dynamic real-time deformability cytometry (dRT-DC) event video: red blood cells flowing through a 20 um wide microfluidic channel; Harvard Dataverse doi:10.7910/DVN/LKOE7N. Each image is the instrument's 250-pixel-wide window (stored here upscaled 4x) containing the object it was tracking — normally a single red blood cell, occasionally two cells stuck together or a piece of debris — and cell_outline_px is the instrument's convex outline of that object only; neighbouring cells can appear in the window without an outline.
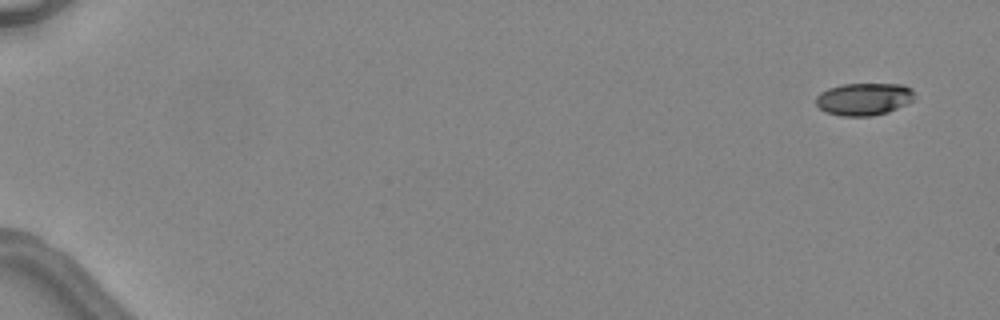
{"species": "common noctule bat (a hibernating species)", "species_latin": "Nyctalus noctula", "temperature_condition": "warm", "stored_images_in_passage": 5, "camera_frame_rate_fps": 3000, "um_per_image_px": 0.085, "animal": {"sex": "female", "body_mass_g": 24.6, "forearm_length_mm": 56.2}, "frame": {"image": 1, "passage_image": 1, "time_ms": 0.0, "image_size_px": [1000, 320], "cell_outline_px": [[916, 96], [912, 100], [888, 112], [872, 116], [840, 116], [824, 112], [816, 104], [816, 96], [820, 92], [828, 88], [844, 84], [904, 84], [912, 88]], "centroid_in_image_um": [73.42, 8.42], "position_along_channel_um": 11.6, "area_um2": 18.73}}
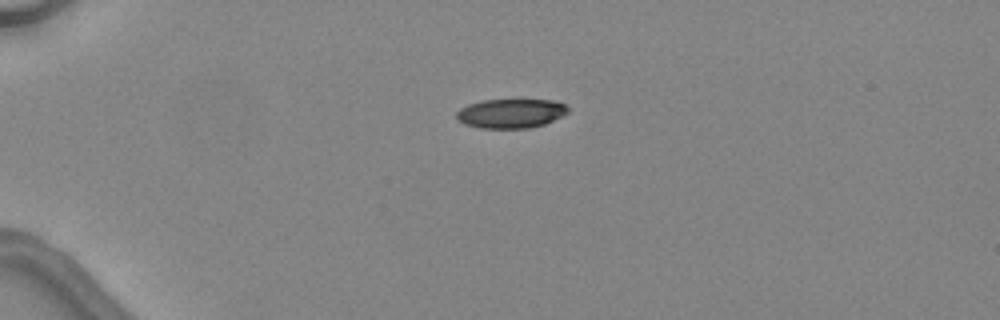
{"frame": {"image": 2, "passage_image": 4, "time_ms": 3.667, "image_size_px": [1000, 320], "cell_outline_px": [[568, 112], [544, 124], [528, 128], [480, 128], [464, 124], [456, 116], [456, 112], [460, 108], [468, 104], [484, 100], [556, 100], [564, 104], [568, 108]], "centroid_in_image_um": [43.4, 9.63], "position_along_channel_um": 41.6, "area_um2": 18.84}}